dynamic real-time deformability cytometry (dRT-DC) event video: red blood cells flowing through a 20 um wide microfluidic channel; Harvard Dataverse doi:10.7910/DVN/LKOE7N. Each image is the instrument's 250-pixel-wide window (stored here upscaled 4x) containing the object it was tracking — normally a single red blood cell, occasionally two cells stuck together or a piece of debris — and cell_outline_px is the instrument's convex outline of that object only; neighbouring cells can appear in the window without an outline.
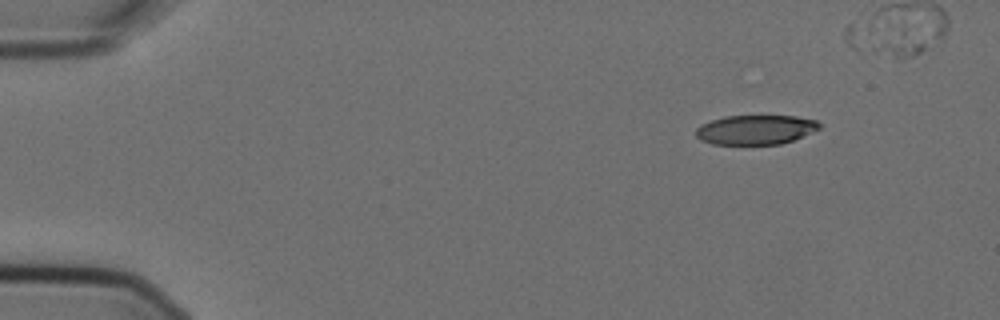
{"species": "Egyptian fruit bat (a non-hibernating species)", "species_latin": "Rousettus aegyptiacus", "temperature_condition": "cold", "stored_images_in_passage": 4, "segment_of_instrument_passage": [1, 2], "camera_frame_rate_fps": 3000, "um_per_image_px": 0.085, "animal": {"sex": "female"}, "frame": {"image": 1, "passage_image": 1, "time_ms": 0.0, "image_size_px": [1000, 320], "cell_outline_px": [[820, 128], [792, 140], [780, 144], [712, 144], [700, 140], [696, 136], [696, 128], [700, 124], [724, 116], [796, 116], [816, 120], [820, 124]], "centroid_in_image_um": [64.18, 11.02], "position_along_channel_um": 20.8, "area_um2": 21.1}}
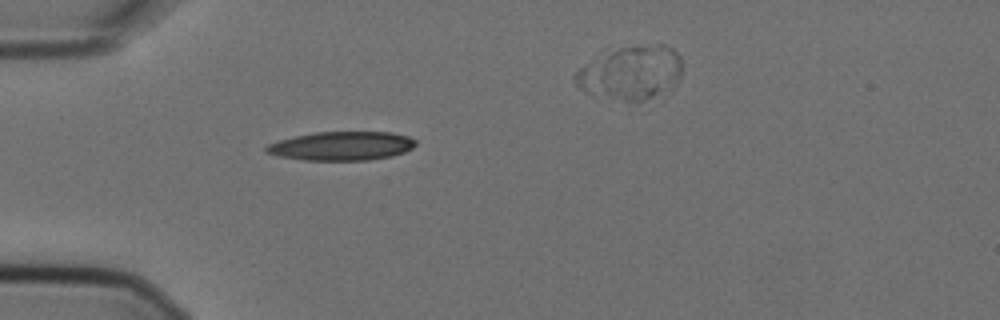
{"frame": {"image": 2, "passage_image": 3, "time_ms": 0.667, "image_size_px": [1000, 320], "cell_outline_px": [[416, 144], [412, 148], [404, 152], [392, 156], [368, 160], [304, 160], [280, 156], [264, 152], [264, 148], [268, 144], [280, 140], [296, 136], [316, 132], [392, 132], [408, 136], [416, 140]], "centroid_in_image_um": [29.06, 12.4], "position_along_channel_um": 55.9, "area_um2": 25.03}}